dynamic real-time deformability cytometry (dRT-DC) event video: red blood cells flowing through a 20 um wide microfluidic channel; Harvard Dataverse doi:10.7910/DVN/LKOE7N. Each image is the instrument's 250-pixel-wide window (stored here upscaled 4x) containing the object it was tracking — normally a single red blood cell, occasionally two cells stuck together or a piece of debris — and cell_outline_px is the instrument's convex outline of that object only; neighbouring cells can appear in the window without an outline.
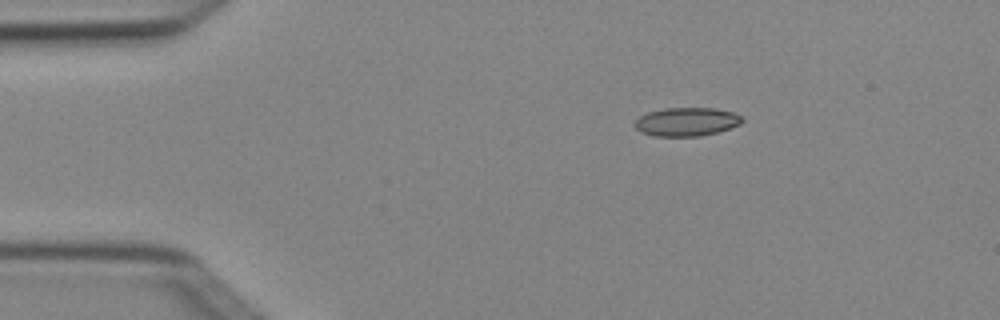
{"species": "Egyptian fruit bat (a non-hibernating species)", "species_latin": "Rousettus aegyptiacus", "temperature_condition": "cold", "stored_images_in_passage": 6, "camera_frame_rate_fps": 3000, "um_per_image_px": 0.085, "animal": {"sex": "female"}, "frame": {"image": 1, "passage_image": 2, "time_ms": 0.333, "image_size_px": [1000, 320], "cell_outline_px": [[744, 120], [740, 124], [716, 132], [700, 136], [656, 136], [640, 132], [636, 128], [636, 120], [640, 116], [648, 112], [664, 108], [716, 108], [732, 112], [744, 116]], "centroid_in_image_um": [58.38, 10.34], "position_along_channel_um": 26.6, "area_um2": 17.8}}
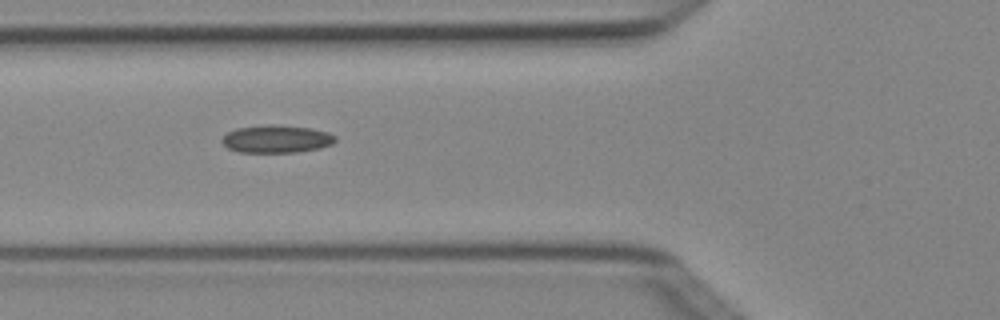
{"frame": {"image": 2, "passage_image": 5, "time_ms": 1.333, "image_size_px": [1000, 320], "cell_outline_px": [[336, 140], [332, 144], [320, 148], [296, 152], [240, 152], [228, 148], [220, 140], [228, 132], [236, 128], [268, 124], [276, 124], [312, 128], [328, 132], [336, 136]], "centroid_in_image_um": [23.52, 11.8], "position_along_channel_um": 102.3, "area_um2": 18.38}}
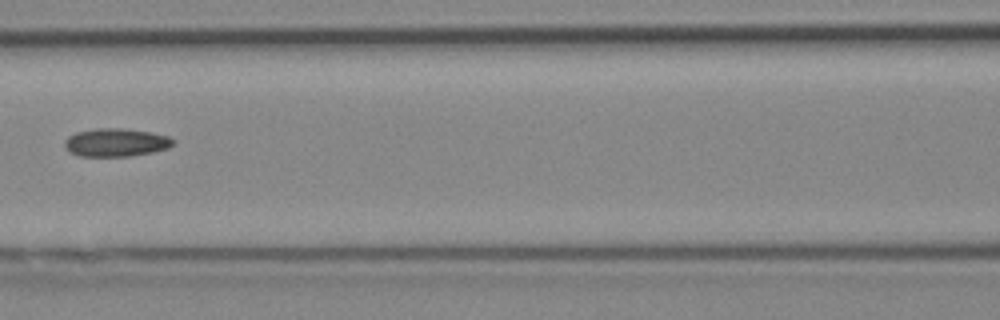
{"frame": {"image": 3, "passage_image": 6, "time_ms": 1.667, "image_size_px": [1000, 320], "cell_outline_px": [[172, 144], [168, 148], [152, 152], [128, 156], [80, 156], [68, 152], [64, 148], [64, 140], [68, 136], [76, 132], [96, 128], [120, 128], [152, 132], [168, 136], [172, 140]], "centroid_in_image_um": [9.79, 12.11], "position_along_channel_um": 156.8, "area_um2": 17.8}}